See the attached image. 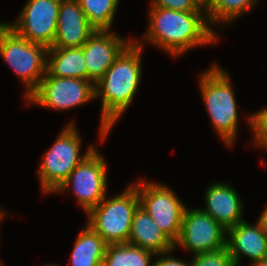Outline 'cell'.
Instances as JSON below:
<instances>
[{"label": "cell", "instance_id": "6da1fadb", "mask_svg": "<svg viewBox=\"0 0 267 266\" xmlns=\"http://www.w3.org/2000/svg\"><path fill=\"white\" fill-rule=\"evenodd\" d=\"M133 40L94 85L95 99L101 97L100 140L129 107L141 81V52L145 43Z\"/></svg>", "mask_w": 267, "mask_h": 266}, {"label": "cell", "instance_id": "7a4b0ae2", "mask_svg": "<svg viewBox=\"0 0 267 266\" xmlns=\"http://www.w3.org/2000/svg\"><path fill=\"white\" fill-rule=\"evenodd\" d=\"M149 8V25L143 41L151 42L175 58L191 48L208 45L219 38L205 12Z\"/></svg>", "mask_w": 267, "mask_h": 266}, {"label": "cell", "instance_id": "3957f363", "mask_svg": "<svg viewBox=\"0 0 267 266\" xmlns=\"http://www.w3.org/2000/svg\"><path fill=\"white\" fill-rule=\"evenodd\" d=\"M229 74L213 64L199 79L201 96L219 138L229 147L238 132V107Z\"/></svg>", "mask_w": 267, "mask_h": 266}, {"label": "cell", "instance_id": "277c9868", "mask_svg": "<svg viewBox=\"0 0 267 266\" xmlns=\"http://www.w3.org/2000/svg\"><path fill=\"white\" fill-rule=\"evenodd\" d=\"M76 129L74 123L67 124L52 147L43 155L37 173L44 194L55 193L76 166L96 148L89 146L81 157V139Z\"/></svg>", "mask_w": 267, "mask_h": 266}, {"label": "cell", "instance_id": "5b68a950", "mask_svg": "<svg viewBox=\"0 0 267 266\" xmlns=\"http://www.w3.org/2000/svg\"><path fill=\"white\" fill-rule=\"evenodd\" d=\"M140 205L136 187L131 183L109 200L105 197L87 215L88 224L107 244L127 243L134 212Z\"/></svg>", "mask_w": 267, "mask_h": 266}, {"label": "cell", "instance_id": "8992f818", "mask_svg": "<svg viewBox=\"0 0 267 266\" xmlns=\"http://www.w3.org/2000/svg\"><path fill=\"white\" fill-rule=\"evenodd\" d=\"M48 48L32 43L7 26L0 34V56L22 79L27 99L46 74Z\"/></svg>", "mask_w": 267, "mask_h": 266}, {"label": "cell", "instance_id": "52a82bcc", "mask_svg": "<svg viewBox=\"0 0 267 266\" xmlns=\"http://www.w3.org/2000/svg\"><path fill=\"white\" fill-rule=\"evenodd\" d=\"M138 192L140 206L158 227L175 243L181 232L183 215L187 208L173 190L165 184L143 180L132 183Z\"/></svg>", "mask_w": 267, "mask_h": 266}, {"label": "cell", "instance_id": "ba28073f", "mask_svg": "<svg viewBox=\"0 0 267 266\" xmlns=\"http://www.w3.org/2000/svg\"><path fill=\"white\" fill-rule=\"evenodd\" d=\"M97 147L69 174L56 193L72 188L76 200L86 214L97 206L107 191V163ZM69 188V189H67Z\"/></svg>", "mask_w": 267, "mask_h": 266}, {"label": "cell", "instance_id": "9c48e42d", "mask_svg": "<svg viewBox=\"0 0 267 266\" xmlns=\"http://www.w3.org/2000/svg\"><path fill=\"white\" fill-rule=\"evenodd\" d=\"M95 99L94 84L89 80L50 76L47 72L27 103L55 109L69 110Z\"/></svg>", "mask_w": 267, "mask_h": 266}, {"label": "cell", "instance_id": "30bf717a", "mask_svg": "<svg viewBox=\"0 0 267 266\" xmlns=\"http://www.w3.org/2000/svg\"><path fill=\"white\" fill-rule=\"evenodd\" d=\"M227 230L200 208H186L176 247L193 255L212 252L226 247Z\"/></svg>", "mask_w": 267, "mask_h": 266}, {"label": "cell", "instance_id": "8fae6325", "mask_svg": "<svg viewBox=\"0 0 267 266\" xmlns=\"http://www.w3.org/2000/svg\"><path fill=\"white\" fill-rule=\"evenodd\" d=\"M60 3L61 0H28L17 20L8 26L32 43L52 47Z\"/></svg>", "mask_w": 267, "mask_h": 266}, {"label": "cell", "instance_id": "7c38bea8", "mask_svg": "<svg viewBox=\"0 0 267 266\" xmlns=\"http://www.w3.org/2000/svg\"><path fill=\"white\" fill-rule=\"evenodd\" d=\"M133 40L132 38L127 41L114 32H94L82 46L87 80L95 85Z\"/></svg>", "mask_w": 267, "mask_h": 266}, {"label": "cell", "instance_id": "4fadbf2b", "mask_svg": "<svg viewBox=\"0 0 267 266\" xmlns=\"http://www.w3.org/2000/svg\"><path fill=\"white\" fill-rule=\"evenodd\" d=\"M94 31L78 0H61L52 47H82Z\"/></svg>", "mask_w": 267, "mask_h": 266}, {"label": "cell", "instance_id": "5bb4252c", "mask_svg": "<svg viewBox=\"0 0 267 266\" xmlns=\"http://www.w3.org/2000/svg\"><path fill=\"white\" fill-rule=\"evenodd\" d=\"M205 208L202 209L217 221L223 228L236 226L243 221V204L239 194L232 186L215 182L205 191Z\"/></svg>", "mask_w": 267, "mask_h": 266}, {"label": "cell", "instance_id": "9a60e30c", "mask_svg": "<svg viewBox=\"0 0 267 266\" xmlns=\"http://www.w3.org/2000/svg\"><path fill=\"white\" fill-rule=\"evenodd\" d=\"M226 247L235 266L240 265L242 255L250 258L251 263L267 258V235L256 223L241 221L227 230Z\"/></svg>", "mask_w": 267, "mask_h": 266}, {"label": "cell", "instance_id": "2e32d148", "mask_svg": "<svg viewBox=\"0 0 267 266\" xmlns=\"http://www.w3.org/2000/svg\"><path fill=\"white\" fill-rule=\"evenodd\" d=\"M154 254L175 249L174 242L158 227L140 205L134 212L128 242Z\"/></svg>", "mask_w": 267, "mask_h": 266}, {"label": "cell", "instance_id": "e0dca14e", "mask_svg": "<svg viewBox=\"0 0 267 266\" xmlns=\"http://www.w3.org/2000/svg\"><path fill=\"white\" fill-rule=\"evenodd\" d=\"M46 72L50 76L87 80L83 47H49L47 50Z\"/></svg>", "mask_w": 267, "mask_h": 266}, {"label": "cell", "instance_id": "ac0fdd59", "mask_svg": "<svg viewBox=\"0 0 267 266\" xmlns=\"http://www.w3.org/2000/svg\"><path fill=\"white\" fill-rule=\"evenodd\" d=\"M105 240L87 223L75 240L71 253L72 266H99L107 248Z\"/></svg>", "mask_w": 267, "mask_h": 266}, {"label": "cell", "instance_id": "d6986e66", "mask_svg": "<svg viewBox=\"0 0 267 266\" xmlns=\"http://www.w3.org/2000/svg\"><path fill=\"white\" fill-rule=\"evenodd\" d=\"M155 254L129 243L108 244L103 264L105 266H153Z\"/></svg>", "mask_w": 267, "mask_h": 266}, {"label": "cell", "instance_id": "ffe728a7", "mask_svg": "<svg viewBox=\"0 0 267 266\" xmlns=\"http://www.w3.org/2000/svg\"><path fill=\"white\" fill-rule=\"evenodd\" d=\"M258 2L259 0H204V10L210 26L217 22L226 23L227 26Z\"/></svg>", "mask_w": 267, "mask_h": 266}, {"label": "cell", "instance_id": "44dd1931", "mask_svg": "<svg viewBox=\"0 0 267 266\" xmlns=\"http://www.w3.org/2000/svg\"><path fill=\"white\" fill-rule=\"evenodd\" d=\"M94 32H111L119 0H78Z\"/></svg>", "mask_w": 267, "mask_h": 266}, {"label": "cell", "instance_id": "7402d4cb", "mask_svg": "<svg viewBox=\"0 0 267 266\" xmlns=\"http://www.w3.org/2000/svg\"><path fill=\"white\" fill-rule=\"evenodd\" d=\"M191 266H235L228 248L193 255Z\"/></svg>", "mask_w": 267, "mask_h": 266}, {"label": "cell", "instance_id": "603a6c76", "mask_svg": "<svg viewBox=\"0 0 267 266\" xmlns=\"http://www.w3.org/2000/svg\"><path fill=\"white\" fill-rule=\"evenodd\" d=\"M253 134L254 146L267 150V106L247 118Z\"/></svg>", "mask_w": 267, "mask_h": 266}, {"label": "cell", "instance_id": "cb8c5ba5", "mask_svg": "<svg viewBox=\"0 0 267 266\" xmlns=\"http://www.w3.org/2000/svg\"><path fill=\"white\" fill-rule=\"evenodd\" d=\"M150 7H162L183 12H205L204 0H151Z\"/></svg>", "mask_w": 267, "mask_h": 266}, {"label": "cell", "instance_id": "d4e9b609", "mask_svg": "<svg viewBox=\"0 0 267 266\" xmlns=\"http://www.w3.org/2000/svg\"><path fill=\"white\" fill-rule=\"evenodd\" d=\"M173 251L175 250L155 254L157 258H159V256L160 258L153 262V266H191V262L187 263L181 259H177L176 257L168 256Z\"/></svg>", "mask_w": 267, "mask_h": 266}, {"label": "cell", "instance_id": "484cf974", "mask_svg": "<svg viewBox=\"0 0 267 266\" xmlns=\"http://www.w3.org/2000/svg\"><path fill=\"white\" fill-rule=\"evenodd\" d=\"M261 230L267 235V207L264 209L258 221H256Z\"/></svg>", "mask_w": 267, "mask_h": 266}, {"label": "cell", "instance_id": "4316f807", "mask_svg": "<svg viewBox=\"0 0 267 266\" xmlns=\"http://www.w3.org/2000/svg\"><path fill=\"white\" fill-rule=\"evenodd\" d=\"M249 266H267V258H264L260 261H256V262H253V263H250Z\"/></svg>", "mask_w": 267, "mask_h": 266}, {"label": "cell", "instance_id": "83f0119b", "mask_svg": "<svg viewBox=\"0 0 267 266\" xmlns=\"http://www.w3.org/2000/svg\"><path fill=\"white\" fill-rule=\"evenodd\" d=\"M7 26H8V23H5V22L0 23V34Z\"/></svg>", "mask_w": 267, "mask_h": 266}, {"label": "cell", "instance_id": "f1b7e54d", "mask_svg": "<svg viewBox=\"0 0 267 266\" xmlns=\"http://www.w3.org/2000/svg\"><path fill=\"white\" fill-rule=\"evenodd\" d=\"M6 216L5 213H3V210L0 209V223L3 220V218Z\"/></svg>", "mask_w": 267, "mask_h": 266}, {"label": "cell", "instance_id": "f546056e", "mask_svg": "<svg viewBox=\"0 0 267 266\" xmlns=\"http://www.w3.org/2000/svg\"><path fill=\"white\" fill-rule=\"evenodd\" d=\"M41 266H58V265H56V264H50V265L47 264V265H46V264H45V265H41Z\"/></svg>", "mask_w": 267, "mask_h": 266}]
</instances>
